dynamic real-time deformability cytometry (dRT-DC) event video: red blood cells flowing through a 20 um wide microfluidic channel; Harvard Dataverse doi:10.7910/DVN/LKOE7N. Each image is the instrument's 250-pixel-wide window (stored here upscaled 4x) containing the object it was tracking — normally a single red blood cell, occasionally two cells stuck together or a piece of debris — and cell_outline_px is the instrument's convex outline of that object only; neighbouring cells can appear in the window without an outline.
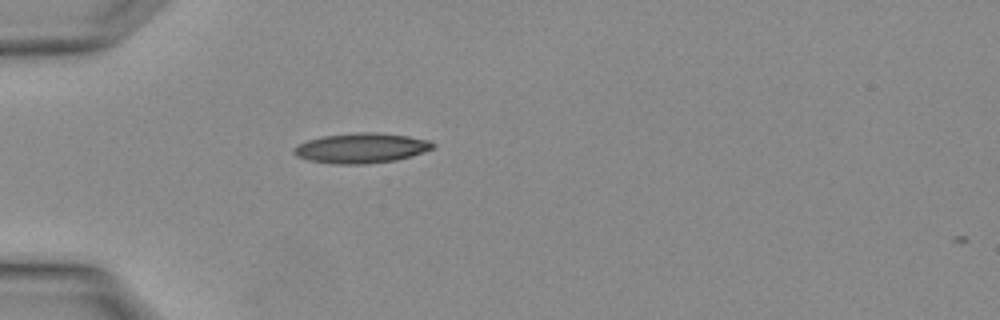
{"species": "Egyptian fruit bat (a non-hibernating species)", "species_latin": "Rousettus aegyptiacus", "temperature_condition": "warm", "stored_images_in_passage": 1, "camera_frame_rate_fps": 3000, "um_per_image_px": 0.085, "animal": {"sex": "female"}, "frame": {"image": 1, "passage_image": 1, "time_ms": 0.0, "image_size_px": [1000, 320], "cell_outline_px": [[436, 144], [432, 148], [424, 152], [412, 156], [396, 160], [368, 164], [332, 164], [308, 160], [296, 156], [292, 152], [292, 148], [296, 144], [308, 140], [324, 136], [356, 132], [376, 132], [408, 136], [428, 140]], "centroid_in_image_um": [30.68, 12.59], "position_along_channel_um": 54.3, "area_um2": 24.51}}